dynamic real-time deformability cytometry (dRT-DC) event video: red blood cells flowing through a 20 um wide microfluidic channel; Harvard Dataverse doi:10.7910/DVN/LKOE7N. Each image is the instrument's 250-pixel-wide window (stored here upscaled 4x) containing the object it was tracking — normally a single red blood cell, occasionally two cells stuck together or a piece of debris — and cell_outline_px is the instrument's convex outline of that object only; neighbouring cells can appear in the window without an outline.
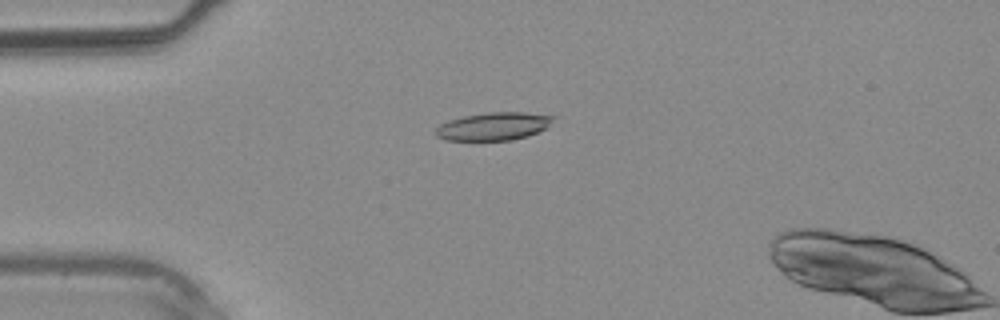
{"species": "common noctule bat (a hibernating species)", "species_latin": "Nyctalus noctula", "temperature_condition": "warm", "stored_images_in_passage": 4, "camera_frame_rate_fps": 3000, "um_per_image_px": 0.085, "animal": {"sex": "male", "body_mass_g": 20.4}, "frame": {"image": 1, "passage_image": 3, "time_ms": 2.333, "image_size_px": [1000, 320], "cell_outline_px": [[560, 116], [548, 128], [528, 136], [512, 140], [444, 140], [436, 136], [436, 128], [440, 124], [448, 120], [464, 116], [488, 112], [524, 112]], "centroid_in_image_um": [42.04, 10.73], "position_along_channel_um": 43.0, "area_um2": 19.48}}